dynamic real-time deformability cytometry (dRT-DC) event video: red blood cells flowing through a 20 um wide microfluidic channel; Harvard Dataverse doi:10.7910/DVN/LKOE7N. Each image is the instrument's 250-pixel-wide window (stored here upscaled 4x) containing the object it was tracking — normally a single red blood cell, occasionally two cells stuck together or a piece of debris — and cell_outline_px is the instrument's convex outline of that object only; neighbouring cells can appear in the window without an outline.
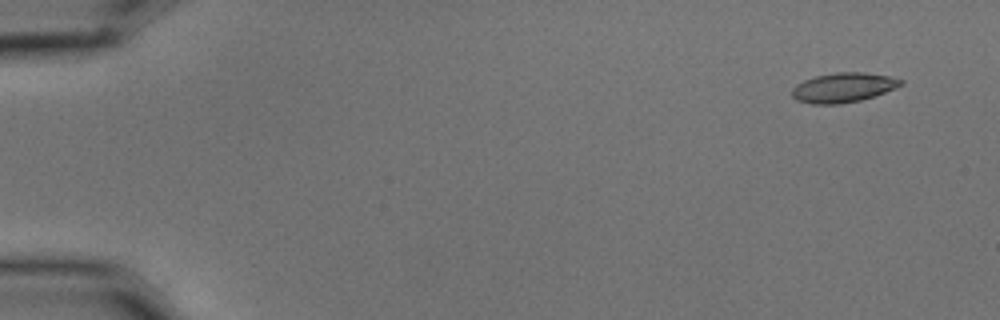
{"species": "common noctule bat (a hibernating species)", "species_latin": "Nyctalus noctula", "temperature_condition": "cold", "stored_images_in_passage": 5, "camera_frame_rate_fps": 3000, "um_per_image_px": 0.085, "animal": {"sex": "male", "body_mass_g": 15.6}, "frame": {"image": 1, "passage_image": 1, "time_ms": 0.0, "image_size_px": [1000, 320], "cell_outline_px": [[904, 84], [884, 92], [860, 100], [840, 104], [812, 104], [796, 100], [792, 96], [792, 88], [796, 84], [804, 80], [816, 76], [836, 72], [864, 72], [888, 76], [904, 80]], "centroid_in_image_um": [71.65, 7.44], "position_along_channel_um": 13.3, "area_um2": 18.67}}